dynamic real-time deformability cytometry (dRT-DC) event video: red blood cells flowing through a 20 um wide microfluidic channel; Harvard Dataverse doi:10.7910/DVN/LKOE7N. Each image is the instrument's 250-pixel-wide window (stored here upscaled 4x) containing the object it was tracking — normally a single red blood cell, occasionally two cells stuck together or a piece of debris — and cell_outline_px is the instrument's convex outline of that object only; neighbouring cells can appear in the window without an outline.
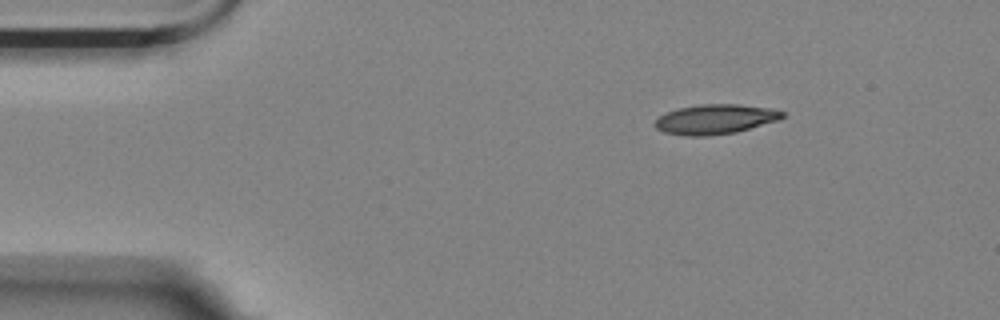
{"species": "Egyptian fruit bat (a non-hibernating species)", "species_latin": "Rousettus aegyptiacus", "temperature_condition": "room temperature", "stored_images_in_passage": 49, "camera_frame_rate_fps": 3000, "um_per_image_px": 0.085, "animal": {"sex": "female"}, "frame": {"image": 1, "passage_image": 1, "time_ms": 0.0, "image_size_px": [1000, 320], "cell_outline_px": [[788, 116], [780, 120], [736, 132], [708, 136], [684, 136], [664, 132], [656, 128], [656, 120], [660, 116], [668, 112], [680, 108], [704, 104], [736, 104], [772, 108], [788, 112]], "centroid_in_image_um": [60.9, 10.14], "position_along_channel_um": 24.1, "area_um2": 22.2}}
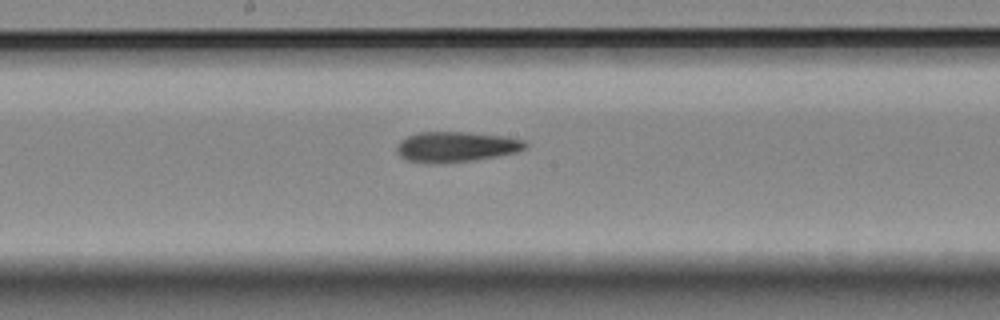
{"frame": {"image": 2, "passage_image": 22, "time_ms": 7.0, "image_size_px": [1000, 320], "cell_outline_px": [[528, 148], [516, 152], [496, 156], [472, 160], [444, 164], [424, 164], [408, 160], [400, 156], [396, 152], [396, 148], [400, 140], [408, 136], [420, 132], [468, 132], [504, 136], [524, 140], [528, 144]], "centroid_in_image_um": [38.75, 12.49], "position_along_channel_um": 209.5, "area_um2": 23.0}}
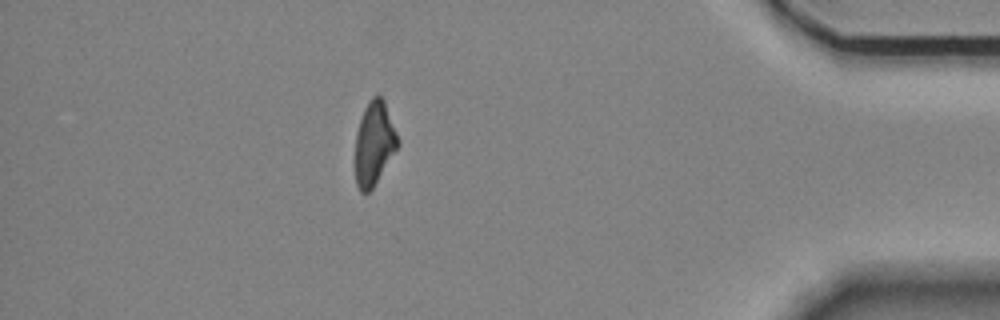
{"frame": {"image": 3, "passage_image": 42, "time_ms": 13.667, "image_size_px": [1000, 320], "cell_outline_px": [[400, 144], [372, 188], [368, 192], [360, 192], [356, 184], [356, 132], [364, 108], [368, 100], [372, 96], [380, 96], [384, 100], [400, 140]], "centroid_in_image_um": [31.82, 12.16], "position_along_channel_um": 403.4, "area_um2": 20.58}, "authors_computed_cell_mechanics": {"area_um2": 22.1952, "velocity_mm_per_s": 3.561, "shape_relaxation_time_tau1_ms": null, "shape_relaxation_time_tau2_ms": 3.9459, "deformation_change_tau1": null, "deformation_change_tau2": 0.1274}}